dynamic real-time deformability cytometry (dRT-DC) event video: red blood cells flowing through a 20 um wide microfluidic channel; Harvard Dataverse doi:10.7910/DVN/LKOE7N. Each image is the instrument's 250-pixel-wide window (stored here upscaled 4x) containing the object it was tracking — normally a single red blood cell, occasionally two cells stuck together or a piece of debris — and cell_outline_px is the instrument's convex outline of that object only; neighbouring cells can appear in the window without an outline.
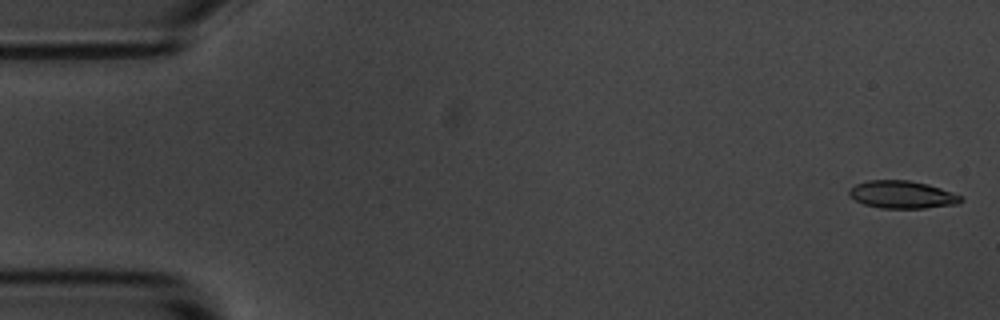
{"species": "common noctule bat (a hibernating species)", "species_latin": "Nyctalus noctula", "temperature_condition": "room temperature", "stored_images_in_passage": 5, "camera_frame_rate_fps": 3000, "um_per_image_px": 0.085, "animal": {"sex": "male", "body_mass_g": 20.1, "forearm_length_mm": 53.5}, "frame": {"image": 1, "passage_image": 1, "time_ms": 0.0, "image_size_px": [1000, 320], "cell_outline_px": [[964, 200], [960, 204], [924, 208], [880, 208], [864, 204], [848, 196], [848, 188], [856, 184], [868, 180], [908, 180], [928, 184], [964, 196]], "centroid_in_image_um": [76.7, 16.54], "position_along_channel_um": 8.3, "area_um2": 18.21}}
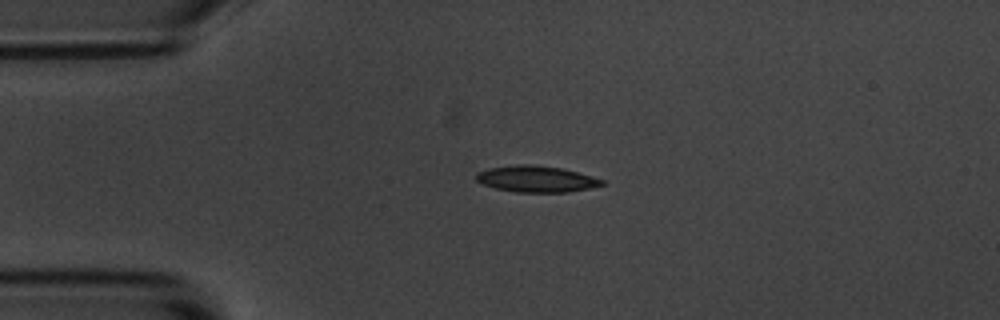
{"frame": {"image": 2, "passage_image": 4, "time_ms": 3.667, "image_size_px": [1000, 320], "cell_outline_px": [[604, 184], [588, 188], [568, 192], [516, 192], [496, 188], [484, 184], [476, 180], [476, 172], [488, 168], [516, 164], [528, 164], [564, 168], [592, 176], [604, 180]], "centroid_in_image_um": [45.57, 15.2], "position_along_channel_um": 39.4, "area_um2": 19.25}}